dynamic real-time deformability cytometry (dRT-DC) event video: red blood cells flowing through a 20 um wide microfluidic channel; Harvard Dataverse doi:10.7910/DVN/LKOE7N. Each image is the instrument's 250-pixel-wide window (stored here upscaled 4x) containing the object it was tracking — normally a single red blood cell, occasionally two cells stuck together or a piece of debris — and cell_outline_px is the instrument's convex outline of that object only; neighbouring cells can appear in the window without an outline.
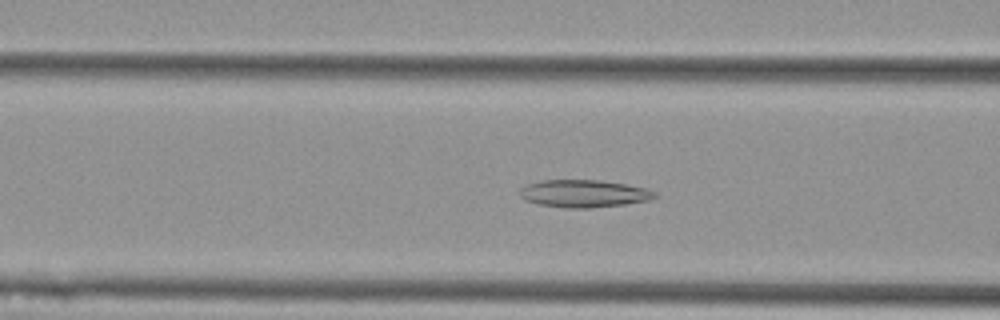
{"species": "Egyptian fruit bat (a non-hibernating species)", "species_latin": "Rousettus aegyptiacus", "temperature_condition": "cold", "stored_images_in_passage": 49, "camera_frame_rate_fps": 3000, "um_per_image_px": 0.085, "animal": {"sex": "female"}, "frame": {"image": 1, "passage_image": 21, "time_ms": 6.667, "image_size_px": [1000, 320], "cell_outline_px": [[660, 196], [648, 200], [624, 204], [588, 208], [568, 208], [540, 204], [524, 200], [520, 196], [520, 188], [524, 184], [540, 180], [600, 180], [624, 184], [644, 188], [656, 192]], "centroid_in_image_um": [49.59, 16.44], "position_along_channel_um": 117.0, "area_um2": 21.62}}
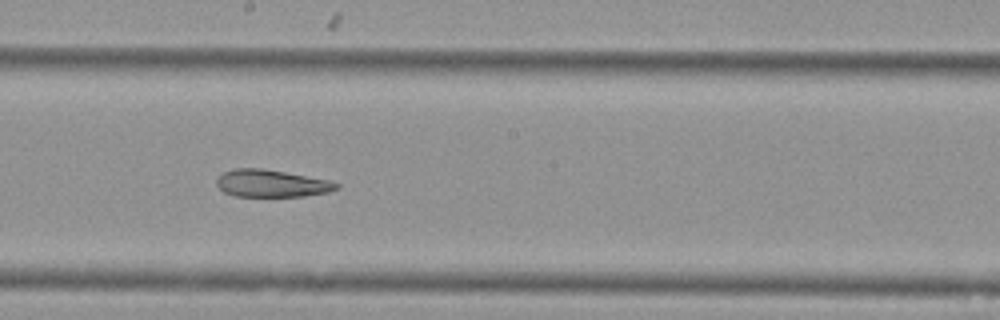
{"frame": {"image": 2, "passage_image": 30, "time_ms": 9.667, "image_size_px": [1000, 320], "cell_outline_px": [[340, 188], [328, 192], [304, 196], [236, 196], [224, 192], [216, 184], [216, 180], [224, 172], [236, 168], [260, 168], [284, 172], [328, 180], [340, 184]], "centroid_in_image_um": [23.09, 15.59], "position_along_channel_um": 225.1, "area_um2": 18.84}}
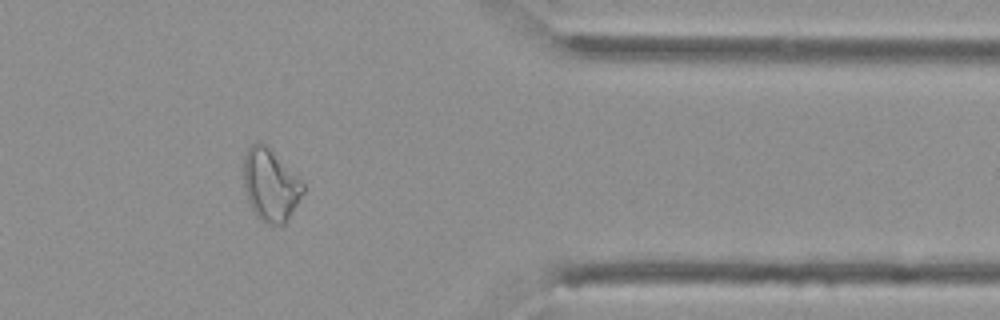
{"frame": {"image": 3, "passage_image": 45, "time_ms": 14.667, "image_size_px": [1000, 320], "cell_outline_px": [[304, 192], [284, 224], [264, 224], [256, 216], [248, 200], [244, 188], [244, 156], [248, 148], [256, 140], [264, 144], [304, 184]], "centroid_in_image_um": [22.96, 15.75], "position_along_channel_um": 388.4, "area_um2": 24.45}, "authors_computed_cell_mechanics": {"area_um2": 23.9292, "velocity_mm_per_s": 3.6235, "shape_relaxation_time_tau1_ms": null, "shape_relaxation_time_tau2_ms": 7.1255, "deformation_change_tau1": null, "deformation_change_tau2": 0.1695}}